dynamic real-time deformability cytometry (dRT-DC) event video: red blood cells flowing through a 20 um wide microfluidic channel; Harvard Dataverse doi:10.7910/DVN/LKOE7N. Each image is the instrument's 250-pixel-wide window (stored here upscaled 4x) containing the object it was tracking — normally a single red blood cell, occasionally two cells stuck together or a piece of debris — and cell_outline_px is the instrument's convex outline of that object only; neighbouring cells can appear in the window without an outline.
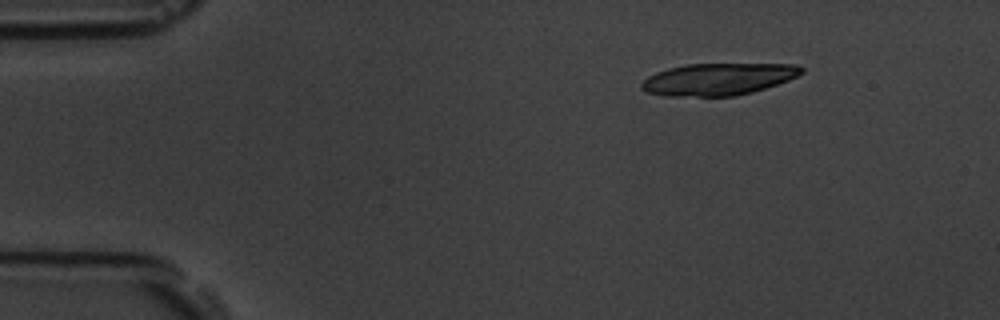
{"species": "common noctule bat (a hibernating species)", "species_latin": "Nyctalus noctula", "temperature_condition": "room temperature", "stored_images_in_passage": 3, "camera_frame_rate_fps": 3000, "um_per_image_px": 0.085, "animal": {"sex": "male", "body_mass_g": 19.5, "forearm_length_mm": 54.6}, "frame": {"image": 1, "passage_image": 1, "time_ms": 0.0, "image_size_px": [1000, 320], "cell_outline_px": [[804, 72], [788, 80], [752, 92], [736, 96], [668, 96], [648, 92], [640, 88], [640, 84], [648, 76], [656, 72], [668, 68], [688, 64], [796, 64], [804, 68]], "centroid_in_image_um": [61.04, 6.72], "position_along_channel_um": 24.0, "area_um2": 29.71}}